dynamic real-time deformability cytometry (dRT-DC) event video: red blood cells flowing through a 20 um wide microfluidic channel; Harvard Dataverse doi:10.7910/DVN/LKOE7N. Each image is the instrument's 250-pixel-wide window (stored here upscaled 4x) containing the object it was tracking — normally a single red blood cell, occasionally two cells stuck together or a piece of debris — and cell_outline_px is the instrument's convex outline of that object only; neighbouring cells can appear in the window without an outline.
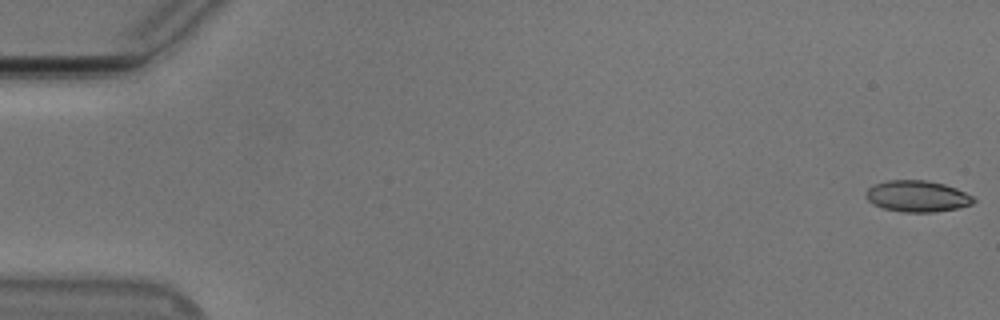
{"species": "Egyptian fruit bat (a non-hibernating species)", "species_latin": "Rousettus aegyptiacus", "temperature_condition": "cold", "stored_images_in_passage": 50, "camera_frame_rate_fps": 3000, "um_per_image_px": 0.085, "animal": {"sex": "male"}, "frame": {"image": 1, "passage_image": 1, "time_ms": 0.0, "image_size_px": [1000, 320], "cell_outline_px": [[976, 200], [972, 204], [956, 208], [932, 212], [904, 212], [884, 208], [872, 204], [864, 196], [864, 192], [872, 184], [888, 180], [924, 180], [944, 184], [956, 188], [972, 196]], "centroid_in_image_um": [77.91, 16.67], "position_along_channel_um": 7.1, "area_um2": 19.65}}
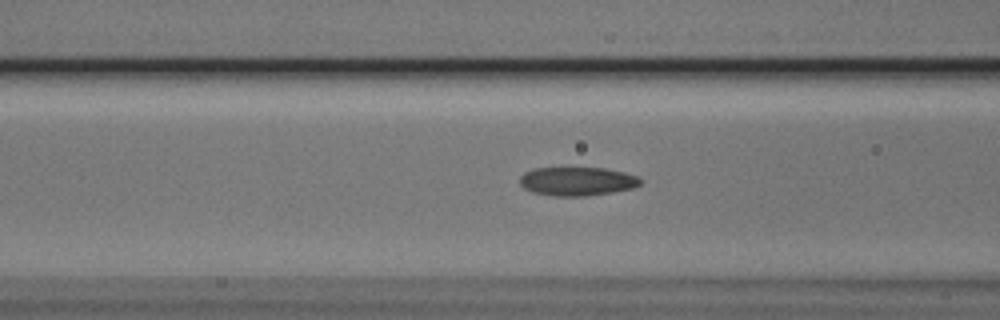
{"frame": {"image": 2, "passage_image": 22, "time_ms": 7.0, "image_size_px": [1000, 320], "cell_outline_px": [[644, 180], [640, 184], [632, 188], [612, 192], [584, 196], [556, 196], [532, 192], [524, 188], [520, 184], [520, 176], [524, 172], [536, 168], [604, 168], [624, 172], [640, 176]], "centroid_in_image_um": [49.08, 15.41], "position_along_channel_um": 117.5, "area_um2": 20.23}}
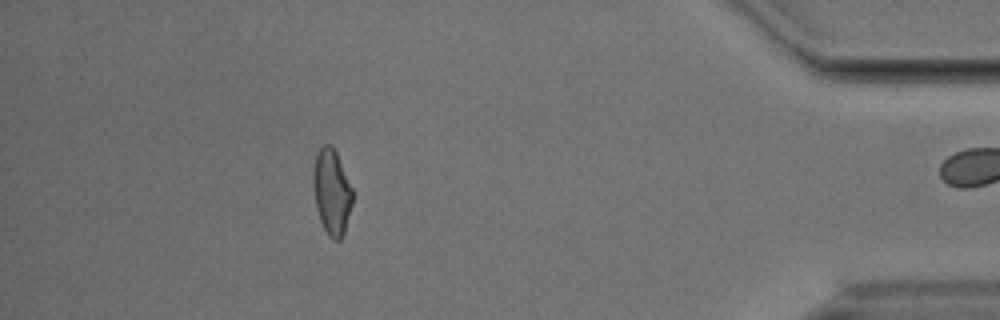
{"frame": {"image": 3, "passage_image": 49, "time_ms": 16.0, "image_size_px": [1000, 320], "cell_outline_px": [[352, 204], [344, 232], [340, 240], [332, 240], [328, 236], [320, 220], [316, 208], [312, 184], [312, 176], [316, 156], [320, 148], [324, 144], [332, 144], [336, 152], [352, 188]], "centroid_in_image_um": [28.18, 16.32], "position_along_channel_um": 407.0, "area_um2": 19.54}}